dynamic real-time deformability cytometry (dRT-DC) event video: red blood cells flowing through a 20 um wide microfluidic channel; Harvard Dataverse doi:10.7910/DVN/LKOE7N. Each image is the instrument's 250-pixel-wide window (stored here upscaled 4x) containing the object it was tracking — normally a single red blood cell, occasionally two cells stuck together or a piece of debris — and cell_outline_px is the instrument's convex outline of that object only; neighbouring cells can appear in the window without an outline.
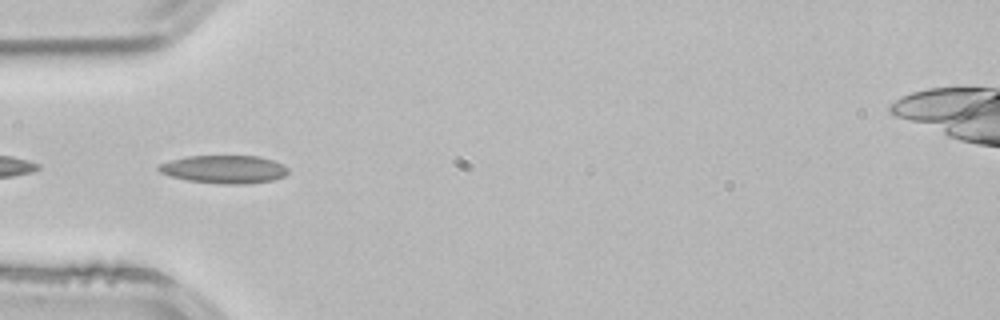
{"species": "common noctule bat (a hibernating species)", "species_latin": "Nyctalus noctula", "temperature_condition": "room temperature", "stored_images_in_passage": 18, "camera_frame_rate_fps": 3000, "um_per_image_px": 0.085, "animal": {"sex": "male", "body_mass_g": 21.5, "forearm_length_mm": 52.0}, "frame": {"image": 1, "passage_image": 15, "time_ms": 4.667, "image_size_px": [1000, 320], "cell_outline_px": [[288, 172], [284, 176], [272, 180], [244, 184], [224, 184], [188, 180], [172, 176], [160, 172], [156, 168], [160, 164], [172, 160], [188, 156], [256, 156], [272, 160], [284, 164], [288, 168]], "centroid_in_image_um": [19.08, 14.39], "position_along_channel_um": 65.9, "area_um2": 20.92}}